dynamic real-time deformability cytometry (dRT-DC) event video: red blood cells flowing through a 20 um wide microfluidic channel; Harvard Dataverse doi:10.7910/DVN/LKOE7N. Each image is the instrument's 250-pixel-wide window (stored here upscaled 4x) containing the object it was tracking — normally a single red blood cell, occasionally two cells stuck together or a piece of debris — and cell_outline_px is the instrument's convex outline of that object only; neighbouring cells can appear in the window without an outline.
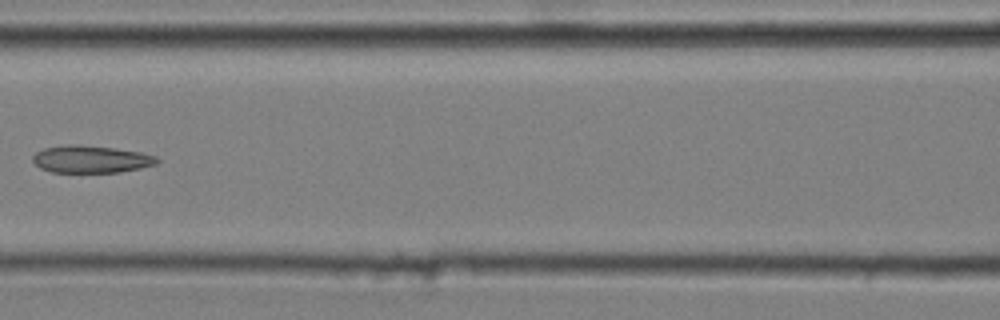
{"species": "common noctule bat (a hibernating species)", "species_latin": "Nyctalus noctula", "temperature_condition": "cold", "stored_images_in_passage": 7, "camera_frame_rate_fps": 3000, "um_per_image_px": 0.085, "animal": {"sex": "male", "body_mass_g": 20.4}, "frame": {"image": 1, "passage_image": 6, "time_ms": 1.667, "image_size_px": [1000, 320], "cell_outline_px": [[160, 160], [156, 164], [140, 168], [120, 172], [52, 172], [40, 168], [32, 160], [32, 156], [36, 152], [44, 148], [64, 144], [76, 144], [116, 148], [140, 152], [156, 156]], "centroid_in_image_um": [7.72, 13.52], "position_along_channel_um": 158.9, "area_um2": 19.88}}
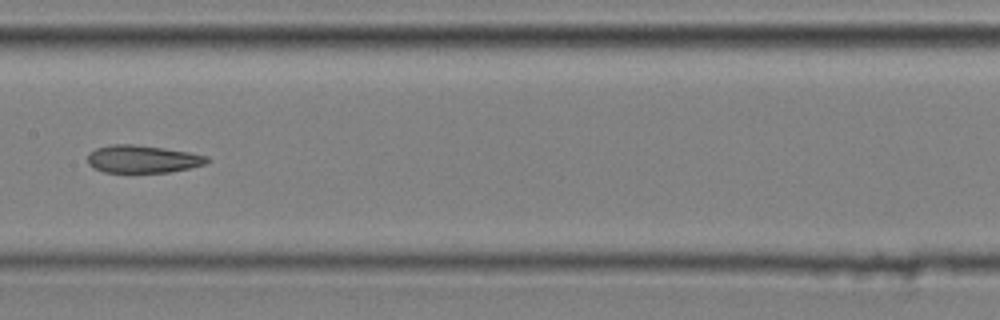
{"frame": {"image": 2, "passage_image": 7, "time_ms": 2.0, "image_size_px": [1000, 320], "cell_outline_px": [[212, 160], [208, 164], [168, 172], [104, 172], [92, 168], [88, 164], [88, 152], [96, 148], [108, 144], [132, 144], [164, 148], [188, 152], [208, 156]], "centroid_in_image_um": [12.12, 13.51], "position_along_channel_um": 195.3, "area_um2": 19.42}}